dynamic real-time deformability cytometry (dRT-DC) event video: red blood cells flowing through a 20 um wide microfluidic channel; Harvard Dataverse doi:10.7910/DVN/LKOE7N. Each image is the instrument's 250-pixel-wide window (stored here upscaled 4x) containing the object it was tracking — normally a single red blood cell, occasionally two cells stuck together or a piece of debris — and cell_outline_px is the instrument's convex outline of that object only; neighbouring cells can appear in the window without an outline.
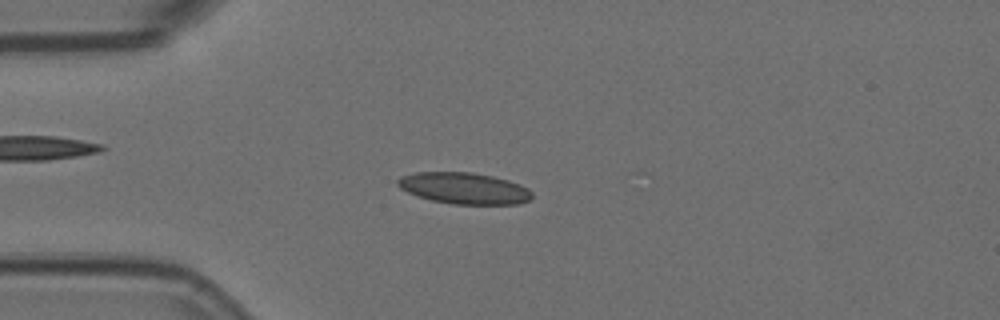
{"species": "Egyptian fruit bat (a non-hibernating species)", "species_latin": "Rousettus aegyptiacus", "temperature_condition": "room temperature", "stored_images_in_passage": 34, "camera_frame_rate_fps": 3000, "um_per_image_px": 0.085, "animal": {"sex": "female"}, "frame": {"image": 1, "passage_image": 14, "time_ms": 4.333, "image_size_px": [1000, 320], "cell_outline_px": [[532, 196], [528, 200], [516, 204], [452, 204], [432, 200], [408, 192], [400, 188], [396, 184], [396, 180], [400, 176], [416, 172], [472, 172], [492, 176], [508, 180], [520, 184], [528, 188], [532, 192]], "centroid_in_image_um": [39.44, 15.99], "position_along_channel_um": 45.6, "area_um2": 24.51}}
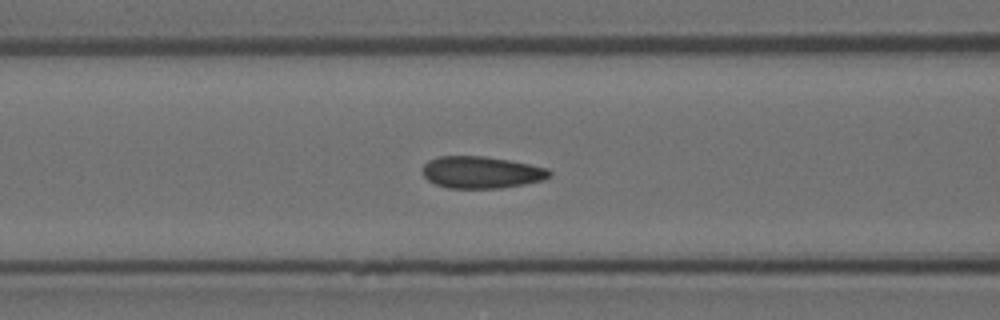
{"frame": {"image": 2, "passage_image": 22, "time_ms": 7.0, "image_size_px": [1000, 320], "cell_outline_px": [[552, 176], [544, 180], [524, 184], [500, 188], [448, 188], [436, 184], [428, 180], [424, 176], [424, 164], [428, 160], [440, 156], [484, 156], [508, 160], [548, 168], [552, 172]], "centroid_in_image_um": [40.94, 14.65], "position_along_channel_um": 125.7, "area_um2": 23.58}}
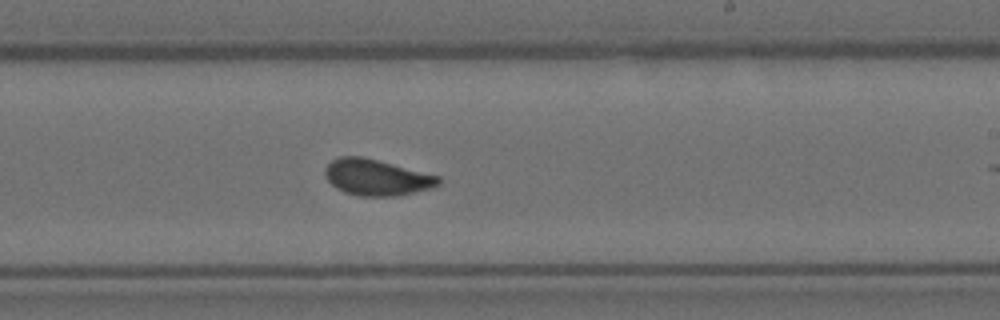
{"frame": {"image": 3, "passage_image": 33, "time_ms": 10.667, "image_size_px": [1000, 320], "cell_outline_px": [[440, 184], [428, 188], [396, 196], [356, 196], [344, 192], [336, 188], [324, 176], [324, 168], [332, 160], [340, 156], [364, 156], [440, 176]], "centroid_in_image_um": [31.97, 15.06], "position_along_channel_um": 257.0, "area_um2": 23.93}}